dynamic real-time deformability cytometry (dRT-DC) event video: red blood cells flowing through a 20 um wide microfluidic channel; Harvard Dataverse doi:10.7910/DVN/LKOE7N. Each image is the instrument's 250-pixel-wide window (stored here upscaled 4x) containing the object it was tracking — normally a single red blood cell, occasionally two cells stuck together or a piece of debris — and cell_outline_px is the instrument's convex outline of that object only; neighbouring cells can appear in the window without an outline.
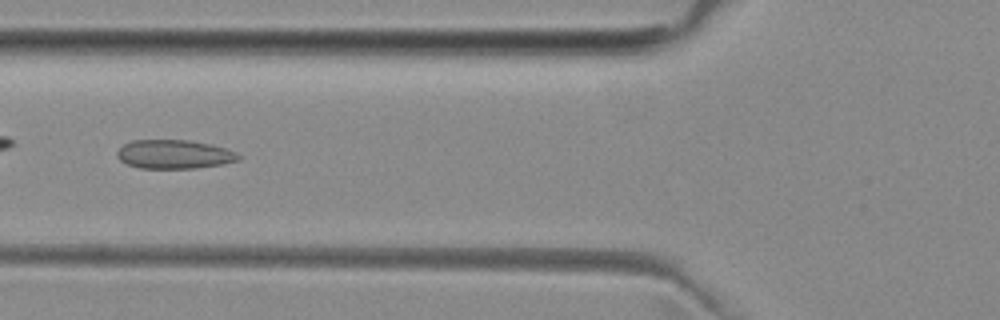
{"species": "common noctule bat (a hibernating species)", "species_latin": "Nyctalus noctula", "temperature_condition": "room temperature", "stored_images_in_passage": 7, "camera_frame_rate_fps": 3000, "um_per_image_px": 0.085, "animal": {"sex": "female", "body_mass_g": 29.2, "forearm_length_mm": 56.3}, "frame": {"image": 1, "passage_image": 5, "time_ms": 5.333, "image_size_px": [1000, 320], "cell_outline_px": [[244, 156], [240, 160], [220, 164], [196, 168], [140, 168], [128, 164], [120, 160], [116, 156], [116, 152], [124, 144], [132, 140], [188, 140], [208, 144], [224, 148], [236, 152]], "centroid_in_image_um": [14.81, 13.11], "position_along_channel_um": 111.0, "area_um2": 20.35}}
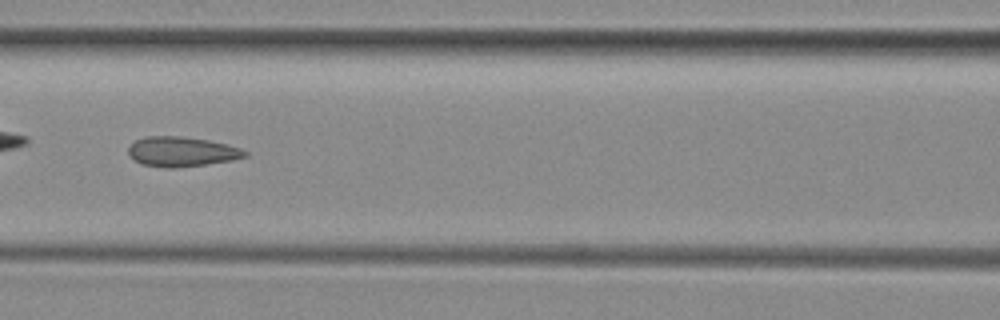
{"frame": {"image": 2, "passage_image": 6, "time_ms": 6.333, "image_size_px": [1000, 320], "cell_outline_px": [[248, 156], [232, 160], [176, 168], [164, 168], [140, 164], [128, 152], [128, 148], [136, 140], [144, 136], [180, 136], [208, 140], [240, 148], [248, 152]], "centroid_in_image_um": [15.43, 12.89], "position_along_channel_um": 151.2, "area_um2": 20.11}}
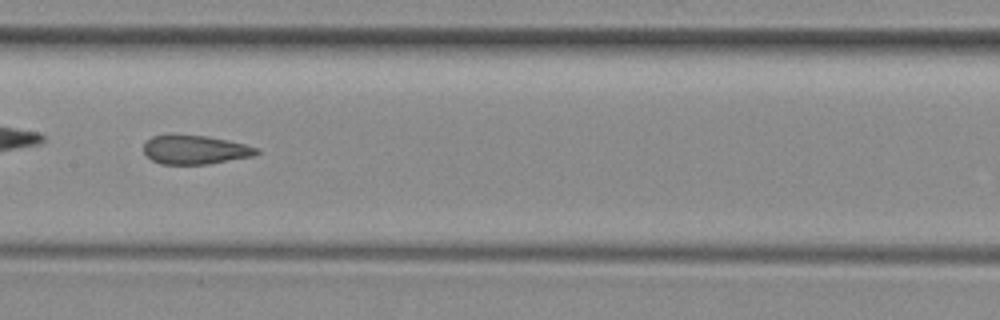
{"frame": {"image": 3, "passage_image": 7, "time_ms": 7.333, "image_size_px": [1000, 320], "cell_outline_px": [[260, 152], [252, 156], [208, 164], [160, 164], [152, 160], [144, 152], [144, 144], [152, 136], [176, 132], [208, 136], [228, 140], [260, 148]], "centroid_in_image_um": [16.56, 12.69], "position_along_channel_um": 190.8, "area_um2": 19.48}}